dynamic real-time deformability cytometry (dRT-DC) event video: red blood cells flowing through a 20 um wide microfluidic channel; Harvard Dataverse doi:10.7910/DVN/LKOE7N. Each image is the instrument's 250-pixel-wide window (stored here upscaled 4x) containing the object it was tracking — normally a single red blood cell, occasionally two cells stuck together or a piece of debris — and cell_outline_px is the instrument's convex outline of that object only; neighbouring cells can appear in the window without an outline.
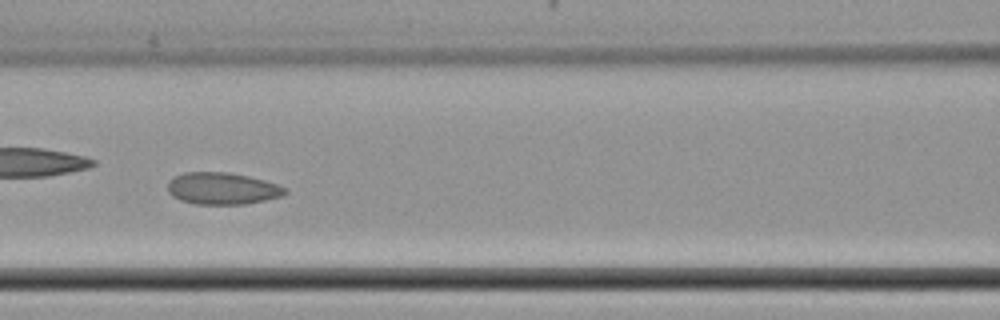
{"species": "common noctule bat (a hibernating species)", "species_latin": "Nyctalus noctula", "temperature_condition": "cold", "stored_images_in_passage": 39, "camera_frame_rate_fps": 3000, "um_per_image_px": 0.085, "animal": {"sex": "female", "body_mass_g": 22.7, "forearm_length_mm": 54.2}, "frame": {"image": 1, "passage_image": 17, "time_ms": 5.333, "image_size_px": [1000, 320], "cell_outline_px": [[288, 192], [284, 196], [244, 204], [196, 204], [180, 200], [172, 196], [168, 192], [168, 180], [172, 176], [184, 172], [228, 172], [248, 176], [264, 180], [288, 188]], "centroid_in_image_um": [18.88, 16.01], "position_along_channel_um": 147.7, "area_um2": 22.02}}